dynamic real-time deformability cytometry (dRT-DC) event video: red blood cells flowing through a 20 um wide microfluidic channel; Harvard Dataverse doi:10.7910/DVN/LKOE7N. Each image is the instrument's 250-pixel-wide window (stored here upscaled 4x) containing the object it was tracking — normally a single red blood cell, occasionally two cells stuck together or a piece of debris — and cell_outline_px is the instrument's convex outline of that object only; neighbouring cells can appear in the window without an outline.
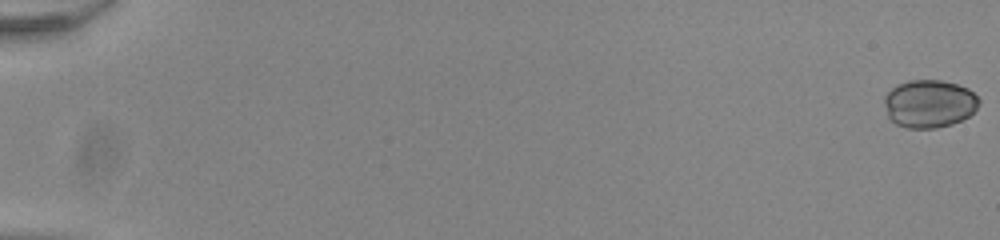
{"species": "common noctule bat (a hibernating species)", "species_latin": "Nyctalus noctula", "temperature_condition": "room temperature", "stored_images_in_passage": 55, "camera_frame_rate_fps": 3000, "um_per_image_px": 0.085, "animal": {"sex": "male", "body_mass_g": 20.0, "forearm_length_mm": 53.3}, "frame": {"image": 1, "passage_image": 1, "time_ms": 0.0, "image_size_px": [1000, 240], "cell_outline_px": [[980, 100], [976, 108], [968, 116], [952, 124], [936, 128], [908, 128], [896, 124], [888, 116], [884, 104], [884, 96], [896, 84], [908, 80], [940, 80], [956, 84], [968, 88]], "centroid_in_image_um": [78.96, 8.8], "position_along_channel_um": 6.0, "area_um2": 26.36}}
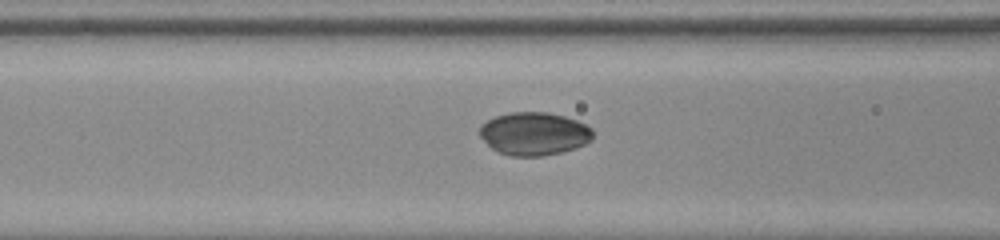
{"frame": {"image": 2, "passage_image": 25, "time_ms": 8.0, "image_size_px": [1000, 240], "cell_outline_px": [[592, 140], [576, 148], [560, 152], [540, 156], [512, 156], [500, 152], [492, 148], [480, 136], [480, 124], [496, 116], [508, 112], [548, 112], [564, 116], [576, 120], [592, 128]], "centroid_in_image_um": [45.4, 11.35], "position_along_channel_um": 121.2, "area_um2": 28.26}}
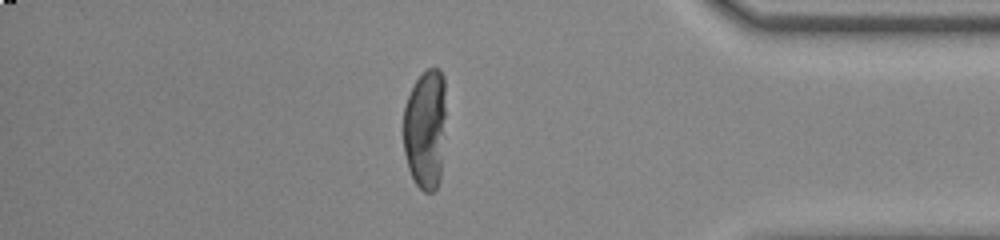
{"frame": {"image": 3, "passage_image": 48, "time_ms": 15.667, "image_size_px": [1000, 240], "cell_outline_px": [[444, 116], [440, 180], [436, 188], [432, 192], [424, 192], [416, 184], [408, 168], [404, 152], [404, 108], [408, 96], [416, 80], [428, 68], [440, 68], [444, 76]], "centroid_in_image_um": [36.14, 10.97], "position_along_channel_um": 399.1, "area_um2": 29.42}}